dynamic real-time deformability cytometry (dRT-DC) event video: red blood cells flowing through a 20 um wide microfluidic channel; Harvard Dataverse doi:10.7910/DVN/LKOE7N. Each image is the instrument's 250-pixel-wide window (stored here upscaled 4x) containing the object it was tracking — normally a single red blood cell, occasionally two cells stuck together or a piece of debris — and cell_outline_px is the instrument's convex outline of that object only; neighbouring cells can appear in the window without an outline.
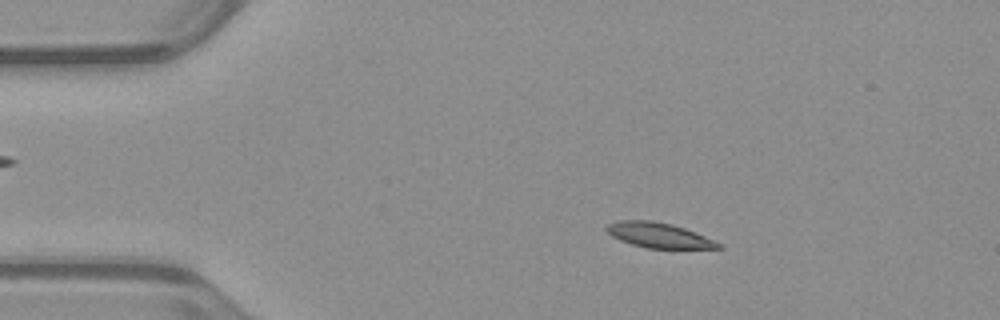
{"species": "common noctule bat (a hibernating species)", "species_latin": "Nyctalus noctula", "temperature_condition": "warm", "stored_images_in_passage": 44, "camera_frame_rate_fps": 3000, "um_per_image_px": 0.085, "animal": {"sex": "male", "body_mass_g": 23.1, "forearm_length_mm": 52.7}, "frame": {"image": 1, "passage_image": 1, "time_ms": 0.0, "image_size_px": [1000, 320], "cell_outline_px": [[724, 248], [644, 248], [620, 240], [612, 236], [604, 228], [608, 224], [620, 220], [652, 220], [672, 224], [696, 232], [720, 244]], "centroid_in_image_um": [55.96, 19.98], "position_along_channel_um": 29.0, "area_um2": 16.18}}
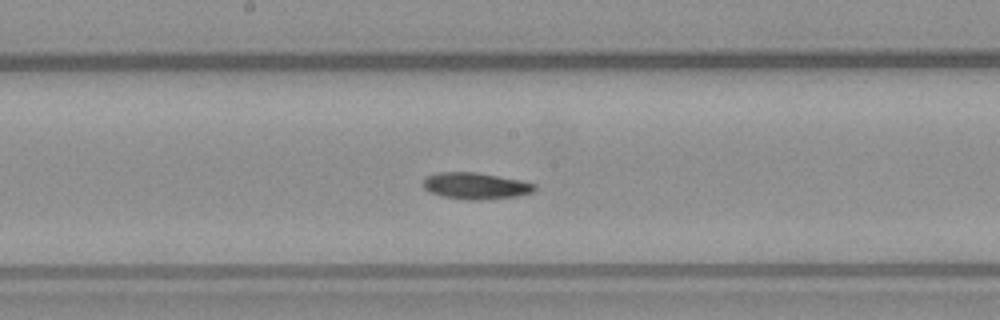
{"frame": {"image": 2, "passage_image": 19, "time_ms": 6.0, "image_size_px": [1000, 320], "cell_outline_px": [[536, 188], [532, 192], [516, 196], [480, 200], [468, 200], [440, 196], [428, 192], [424, 188], [424, 180], [428, 176], [440, 172], [476, 172], [520, 180], [536, 184]], "centroid_in_image_um": [40.42, 15.8], "position_along_channel_um": 207.8, "area_um2": 17.17}}
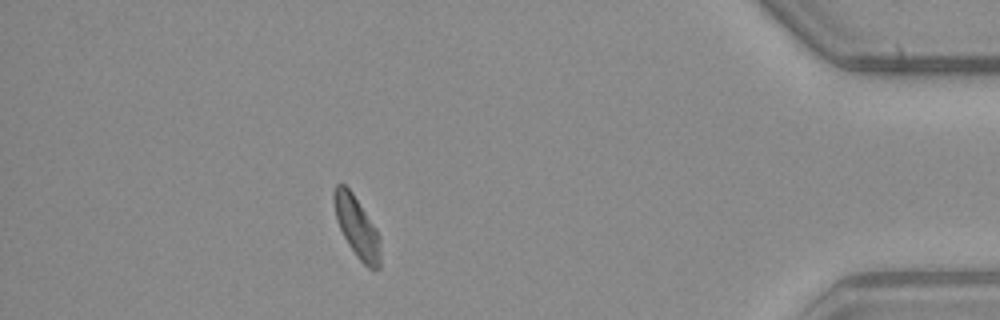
{"frame": {"image": 3, "passage_image": 38, "time_ms": 12.333, "image_size_px": [1000, 320], "cell_outline_px": [[380, 268], [368, 268], [356, 256], [348, 244], [336, 220], [332, 200], [332, 192], [336, 184], [344, 184], [352, 192], [376, 228], [380, 236]], "centroid_in_image_um": [30.31, 19.27], "position_along_channel_um": 404.9, "area_um2": 16.53}, "authors_computed_cell_mechanics": {"area_um2": 16.9065, "velocity_mm_per_s": 3.9353, "shape_relaxation_time_tau1_ms": 6.304, "shape_relaxation_time_tau2_ms": null, "deformation_change_tau1": 0.16, "deformation_change_tau2": null}}